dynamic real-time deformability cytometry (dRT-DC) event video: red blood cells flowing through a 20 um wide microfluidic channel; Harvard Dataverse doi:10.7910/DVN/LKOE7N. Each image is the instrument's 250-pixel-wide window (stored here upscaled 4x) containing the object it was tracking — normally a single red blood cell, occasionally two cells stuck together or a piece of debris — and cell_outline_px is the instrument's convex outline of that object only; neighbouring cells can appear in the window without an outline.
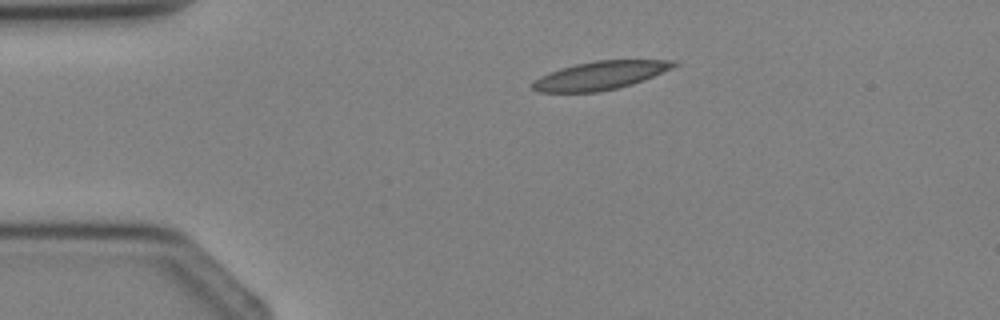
{"species": "Egyptian fruit bat (a non-hibernating species)", "species_latin": "Rousettus aegyptiacus", "temperature_condition": "cold", "stored_images_in_passage": 3, "camera_frame_rate_fps": 3000, "um_per_image_px": 0.085, "animal": {"sex": "female"}, "frame": {"image": 1, "passage_image": 1, "time_ms": 0.0, "image_size_px": [1000, 320], "cell_outline_px": [[680, 64], [672, 68], [644, 80], [632, 84], [600, 92], [536, 92], [532, 88], [532, 84], [540, 76], [548, 72], [560, 68], [576, 64], [596, 60], [672, 60]], "centroid_in_image_um": [51.01, 6.41], "position_along_channel_um": 34.0, "area_um2": 23.29}}
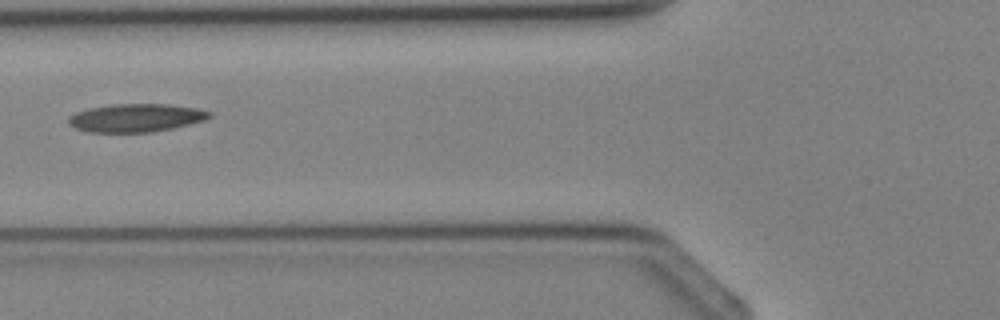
{"frame": {"image": 2, "passage_image": 3, "time_ms": 2.333, "image_size_px": [1000, 320], "cell_outline_px": [[212, 116], [204, 120], [172, 128], [152, 132], [88, 132], [76, 128], [68, 124], [68, 116], [76, 112], [88, 108], [112, 104], [168, 104], [196, 108], [212, 112]], "centroid_in_image_um": [11.53, 10.01], "position_along_channel_um": 114.3, "area_um2": 23.12}}